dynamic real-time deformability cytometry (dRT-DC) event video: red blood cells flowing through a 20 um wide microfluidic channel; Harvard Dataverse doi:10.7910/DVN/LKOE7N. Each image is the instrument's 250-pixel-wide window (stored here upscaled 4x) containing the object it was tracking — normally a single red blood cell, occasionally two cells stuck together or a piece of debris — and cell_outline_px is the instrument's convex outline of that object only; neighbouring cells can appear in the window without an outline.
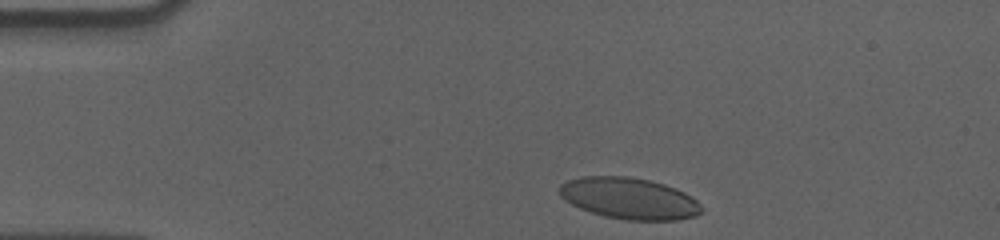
{"species": "human", "species_latin": "Homo sapiens", "temperature_condition": "cold", "stored_images_in_passage": 39, "camera_frame_rate_fps": 3000, "um_per_image_px": 0.085, "donor": {"sex": "male"}, "frame": {"image": 1, "passage_image": 2, "time_ms": 0.333, "image_size_px": [1000, 240], "cell_outline_px": [[704, 212], [696, 216], [676, 220], [624, 220], [604, 216], [580, 208], [564, 200], [560, 196], [560, 184], [568, 180], [580, 176], [628, 176], [648, 180], [664, 184], [676, 188], [684, 192], [696, 200], [704, 208]], "centroid_in_image_um": [53.5, 16.86], "position_along_channel_um": 31.5, "area_um2": 34.45}}
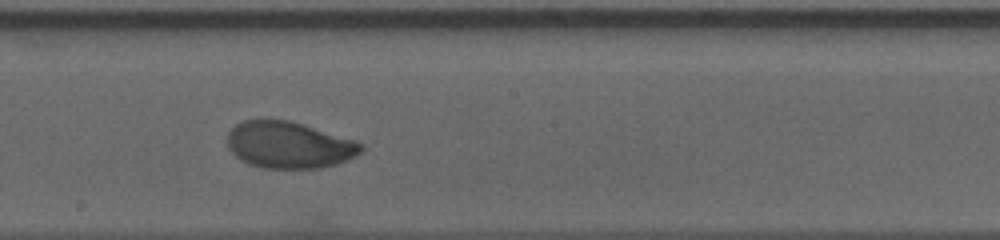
{"frame": {"image": 2, "passage_image": 23, "time_ms": 7.333, "image_size_px": [1000, 240], "cell_outline_px": [[364, 148], [356, 156], [336, 164], [320, 168], [264, 168], [248, 164], [240, 160], [228, 148], [228, 132], [236, 124], [244, 120], [288, 120], [304, 124], [356, 140], [364, 144]], "centroid_in_image_um": [24.58, 12.32], "position_along_channel_um": 223.6, "area_um2": 36.47}}
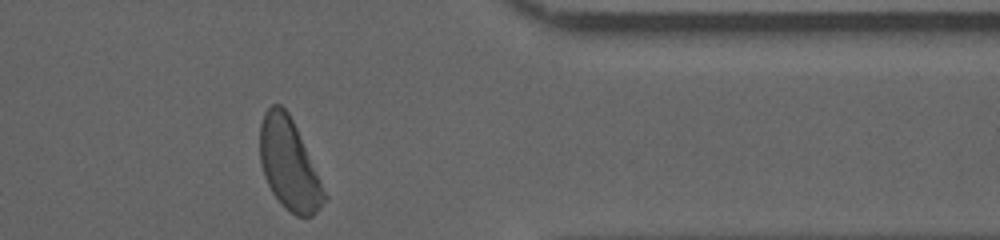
{"frame": {"image": 3, "passage_image": 38, "time_ms": 12.333, "image_size_px": [1000, 240], "cell_outline_px": [[328, 200], [312, 216], [296, 216], [284, 208], [280, 204], [272, 192], [264, 176], [260, 164], [260, 124], [264, 112], [272, 104], [280, 104], [288, 112], [296, 128], [328, 196]], "centroid_in_image_um": [24.56, 14.0], "position_along_channel_um": 386.8, "area_um2": 34.04}, "authors_computed_cell_mechanics": {"area_um2": 36.3562, "velocity_mm_per_s": 3.5502, "shape_relaxation_time_tau1_ms": 3.7217, "shape_relaxation_time_tau2_ms": 1.2095, "deformation_change_tau1": 0.1441, "deformation_change_tau2": 0.0491}}